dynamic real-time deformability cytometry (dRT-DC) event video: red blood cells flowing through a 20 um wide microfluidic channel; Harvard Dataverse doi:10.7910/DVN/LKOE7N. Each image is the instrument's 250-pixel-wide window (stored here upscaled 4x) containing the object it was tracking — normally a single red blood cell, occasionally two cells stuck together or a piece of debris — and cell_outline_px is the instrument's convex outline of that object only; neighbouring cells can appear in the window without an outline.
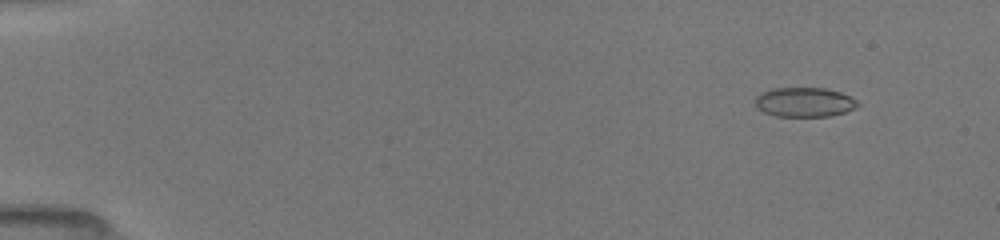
{"species": "common noctule bat (a hibernating species)", "species_latin": "Nyctalus noctula", "temperature_condition": "room temperature", "stored_images_in_passage": 64, "camera_frame_rate_fps": 3000, "um_per_image_px": 0.085, "animal": {"sex": "female", "body_mass_g": 19.5, "forearm_length_mm": 54.1}, "frame": {"image": 1, "passage_image": 5, "time_ms": 1.333, "image_size_px": [1000, 240], "cell_outline_px": [[860, 104], [856, 108], [844, 112], [828, 116], [776, 116], [764, 112], [756, 108], [756, 96], [760, 92], [772, 88], [824, 88], [840, 92], [856, 100]], "centroid_in_image_um": [68.35, 8.68], "position_along_channel_um": 16.7, "area_um2": 17.57}}
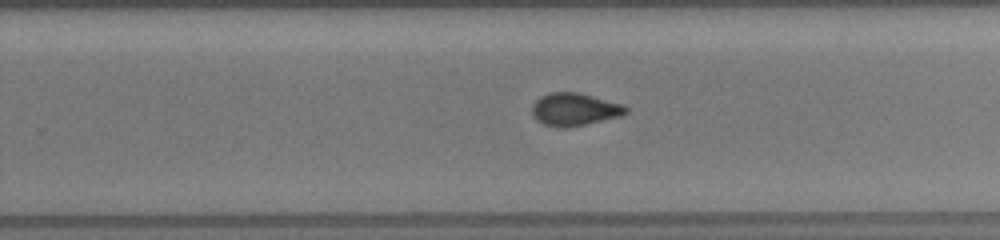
{"frame": {"image": 2, "passage_image": 37, "time_ms": 11.0, "image_size_px": [1000, 240], "cell_outline_px": [[628, 112], [620, 116], [584, 124], [564, 128], [560, 128], [544, 124], [536, 120], [532, 112], [532, 104], [540, 96], [548, 92], [580, 92], [624, 104], [628, 108]], "centroid_in_image_um": [48.83, 9.28], "position_along_channel_um": 281.0, "area_um2": 17.98}}
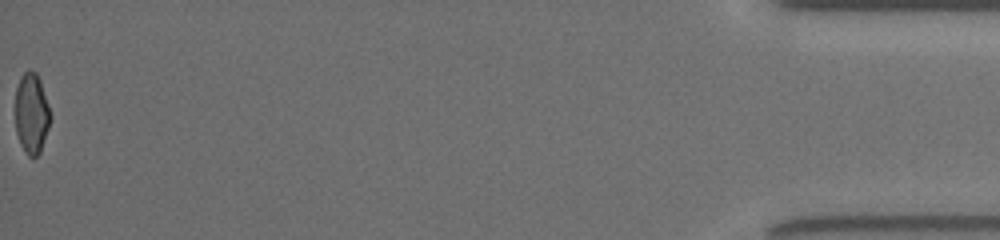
{"frame": {"image": 3, "passage_image": 64, "time_ms": 17.0, "image_size_px": [1000, 240], "cell_outline_px": [[52, 116], [40, 152], [36, 156], [28, 156], [24, 152], [20, 144], [16, 132], [16, 88], [20, 76], [28, 68], [36, 72], [40, 80]], "centroid_in_image_um": [2.68, 9.62], "position_along_channel_um": 432.5, "area_um2": 16.53}, "authors_computed_cell_mechanics": {"area_um2": 17.8602, "velocity_mm_per_s": 4.0157, "shape_relaxation_time_tau1_ms": 11.1125, "shape_relaxation_time_tau2_ms": 1.3336, "deformation_change_tau1": 0.2013, "deformation_change_tau2": 0.0703}}